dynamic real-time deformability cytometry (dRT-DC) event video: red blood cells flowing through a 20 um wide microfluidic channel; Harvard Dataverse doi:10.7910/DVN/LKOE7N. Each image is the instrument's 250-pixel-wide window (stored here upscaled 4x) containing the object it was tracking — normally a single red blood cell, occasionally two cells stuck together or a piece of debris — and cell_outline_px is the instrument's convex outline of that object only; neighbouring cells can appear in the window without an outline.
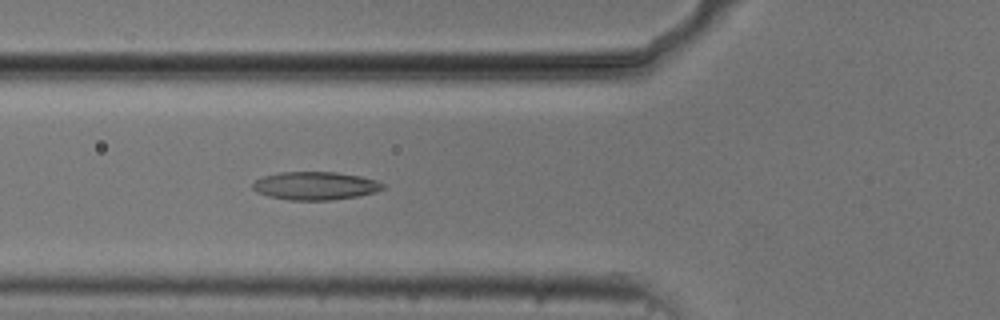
{"species": "common noctule bat (a hibernating species)", "species_latin": "Nyctalus noctula", "temperature_condition": "cold", "stored_images_in_passage": 36, "camera_frame_rate_fps": 3000, "um_per_image_px": 0.085, "animal": {"sex": "male", "body_mass_g": 20.5, "forearm_length_mm": 52.5}, "frame": {"image": 1, "passage_image": 4, "time_ms": 1.0, "image_size_px": [1000, 320], "cell_outline_px": [[384, 188], [376, 192], [360, 196], [328, 200], [288, 200], [268, 196], [256, 192], [252, 188], [252, 184], [256, 180], [264, 176], [280, 172], [336, 172], [360, 176], [376, 180], [384, 184]], "centroid_in_image_um": [26.8, 15.79], "position_along_channel_um": 99.0, "area_um2": 21.39}}
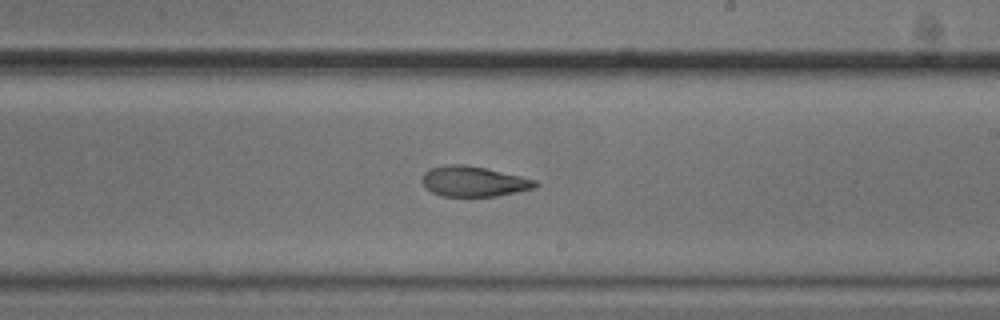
{"frame": {"image": 2, "passage_image": 16, "time_ms": 5.0, "image_size_px": [1000, 320], "cell_outline_px": [[540, 184], [532, 188], [516, 192], [496, 196], [440, 196], [432, 192], [424, 184], [424, 172], [432, 168], [448, 164], [464, 164], [484, 168], [520, 176], [536, 180]], "centroid_in_image_um": [40.28, 15.42], "position_along_channel_um": 248.7, "area_um2": 19.59}}
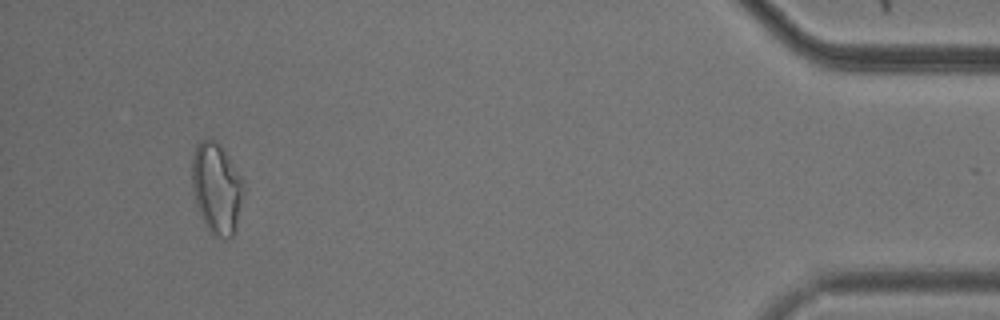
{"frame": {"image": 3, "passage_image": 35, "time_ms": 11.333, "image_size_px": [1000, 320], "cell_outline_px": [[244, 192], [232, 236], [228, 240], [224, 240], [212, 232], [208, 228], [196, 204], [192, 192], [192, 156], [196, 144], [200, 140], [208, 136], [216, 140], [220, 144], [244, 180]], "centroid_in_image_um": [18.4, 15.92], "position_along_channel_um": 416.8, "area_um2": 27.34}}